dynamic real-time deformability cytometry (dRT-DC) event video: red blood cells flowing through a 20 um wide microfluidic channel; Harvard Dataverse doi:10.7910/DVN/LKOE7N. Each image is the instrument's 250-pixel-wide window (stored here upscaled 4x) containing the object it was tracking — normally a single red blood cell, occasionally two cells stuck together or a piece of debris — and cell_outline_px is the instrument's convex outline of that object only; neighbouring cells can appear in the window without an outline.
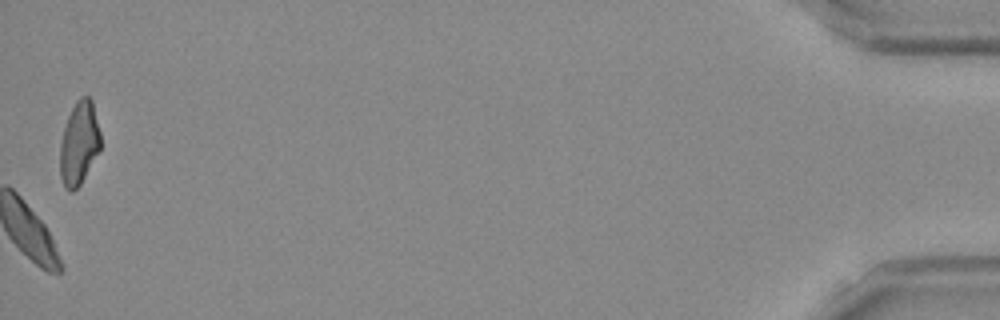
{"species": "Egyptian fruit bat (a non-hibernating species)", "species_latin": "Rousettus aegyptiacus", "temperature_condition": "room temperature", "stored_images_in_passage": 50, "camera_frame_rate_fps": 3000, "um_per_image_px": 0.085, "frame": {"image": 1, "passage_image": 50, "time_ms": 16.333, "image_size_px": [1000, 320], "cell_outline_px": [[100, 148], [80, 184], [72, 192], [64, 188], [60, 176], [60, 144], [64, 128], [68, 116], [76, 100], [80, 96], [88, 96], [92, 100], [100, 132]], "centroid_in_image_um": [6.71, 12.16], "position_along_channel_um": 428.5, "area_um2": 19.48}, "authors_computed_cell_mechanics": {"area_um2": 21.7039, "velocity_mm_per_s": 3.8215, "shape_relaxation_time_tau1_ms": 3.419, "shape_relaxation_time_tau2_ms": null, "deformation_change_tau1": 0.0661, "deformation_change_tau2": null}}